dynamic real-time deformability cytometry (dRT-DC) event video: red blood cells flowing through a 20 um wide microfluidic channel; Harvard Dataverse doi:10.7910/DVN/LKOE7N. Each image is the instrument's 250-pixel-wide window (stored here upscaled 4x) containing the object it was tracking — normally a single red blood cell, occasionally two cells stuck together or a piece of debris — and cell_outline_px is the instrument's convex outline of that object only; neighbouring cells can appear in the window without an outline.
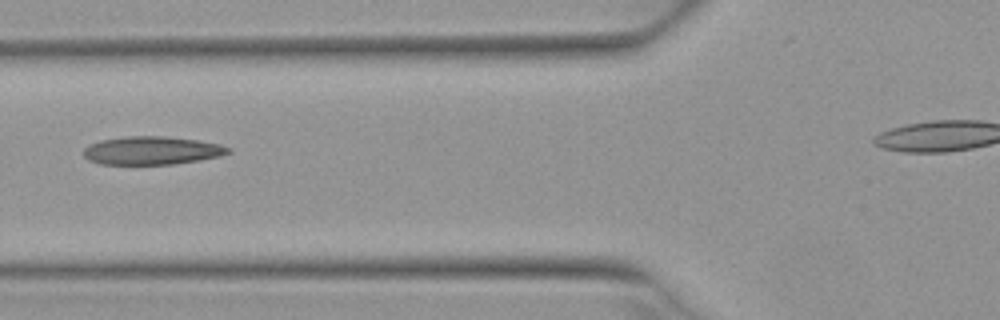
{"species": "Egyptian fruit bat (a non-hibernating species)", "species_latin": "Rousettus aegyptiacus", "temperature_condition": "warm", "stored_images_in_passage": 6, "segment_of_instrument_passage": [1, 2], "camera_frame_rate_fps": 3000, "um_per_image_px": 0.085, "animal": {"sex": "female"}, "frame": {"image": 1, "passage_image": 5, "time_ms": 1.333, "image_size_px": [1000, 320], "cell_outline_px": [[232, 152], [220, 156], [200, 160], [172, 164], [100, 164], [88, 160], [84, 156], [84, 148], [88, 144], [100, 140], [128, 136], [164, 136], [196, 140], [220, 144], [232, 148]], "centroid_in_image_um": [12.91, 12.79], "position_along_channel_um": 112.9, "area_um2": 23.87}}